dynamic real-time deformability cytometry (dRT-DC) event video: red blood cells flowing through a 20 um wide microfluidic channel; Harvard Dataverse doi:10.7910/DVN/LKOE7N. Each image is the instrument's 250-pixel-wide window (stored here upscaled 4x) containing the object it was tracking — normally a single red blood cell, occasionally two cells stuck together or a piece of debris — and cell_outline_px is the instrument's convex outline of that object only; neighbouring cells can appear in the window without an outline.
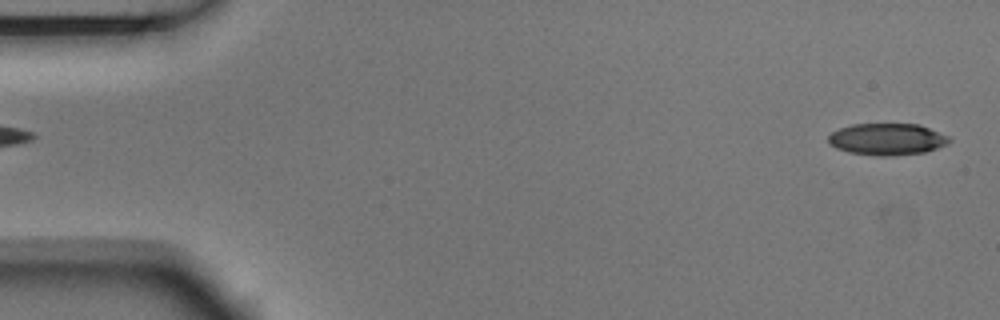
{"species": "Egyptian fruit bat (a non-hibernating species)", "species_latin": "Rousettus aegyptiacus", "temperature_condition": "room temperature", "stored_images_in_passage": 5, "segment_of_instrument_passage": [2, 2], "camera_frame_rate_fps": 3000, "um_per_image_px": 0.085, "animal": {"sex": "male"}, "frame": {"image": 1, "passage_image": 5, "time_ms": 1.333, "image_size_px": [1000, 320], "cell_outline_px": [[952, 140], [948, 144], [924, 152], [892, 156], [880, 156], [848, 152], [836, 148], [828, 144], [828, 136], [832, 132], [840, 128], [852, 124], [920, 124], [952, 136]], "centroid_in_image_um": [75.44, 11.83], "position_along_channel_um": 9.6, "area_um2": 22.66}}